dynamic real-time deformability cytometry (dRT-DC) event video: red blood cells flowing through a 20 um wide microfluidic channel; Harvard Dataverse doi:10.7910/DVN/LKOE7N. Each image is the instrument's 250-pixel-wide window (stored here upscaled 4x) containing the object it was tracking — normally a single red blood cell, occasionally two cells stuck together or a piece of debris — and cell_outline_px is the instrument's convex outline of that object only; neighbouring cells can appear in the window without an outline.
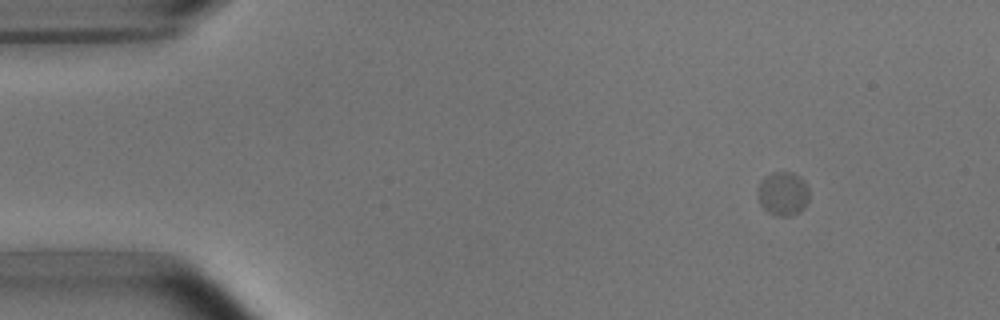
{"species": "common noctule bat (a hibernating species)", "species_latin": "Nyctalus noctula", "temperature_condition": "room temperature", "stored_images_in_passage": 3, "camera_frame_rate_fps": 3000, "um_per_image_px": 0.085, "animal": {"sex": "male", "body_mass_g": 15.6}, "frame": {"image": 1, "passage_image": 1, "time_ms": 0.0, "image_size_px": [1000, 320], "cell_outline_px": [[808, 200], [804, 208], [800, 212], [788, 216], [776, 216], [768, 212], [760, 204], [756, 192], [760, 180], [764, 176], [772, 172], [792, 172], [800, 176], [804, 180], [808, 188]], "centroid_in_image_um": [66.53, 16.45], "position_along_channel_um": 18.5, "area_um2": 13.41}}
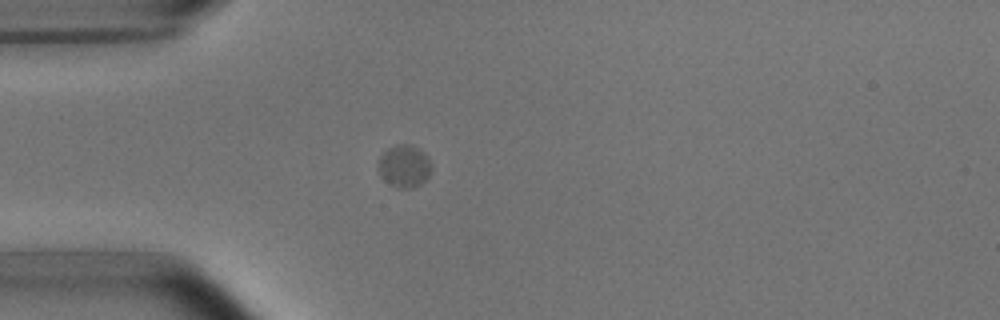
{"frame": {"image": 2, "passage_image": 3, "time_ms": 3.0, "image_size_px": [1000, 320], "cell_outline_px": [[432, 168], [428, 176], [420, 184], [412, 188], [400, 188], [384, 180], [380, 172], [380, 156], [388, 148], [396, 144], [412, 144], [424, 152], [428, 156], [432, 164]], "centroid_in_image_um": [34.41, 14.09], "position_along_channel_um": 50.6, "area_um2": 13.01}}